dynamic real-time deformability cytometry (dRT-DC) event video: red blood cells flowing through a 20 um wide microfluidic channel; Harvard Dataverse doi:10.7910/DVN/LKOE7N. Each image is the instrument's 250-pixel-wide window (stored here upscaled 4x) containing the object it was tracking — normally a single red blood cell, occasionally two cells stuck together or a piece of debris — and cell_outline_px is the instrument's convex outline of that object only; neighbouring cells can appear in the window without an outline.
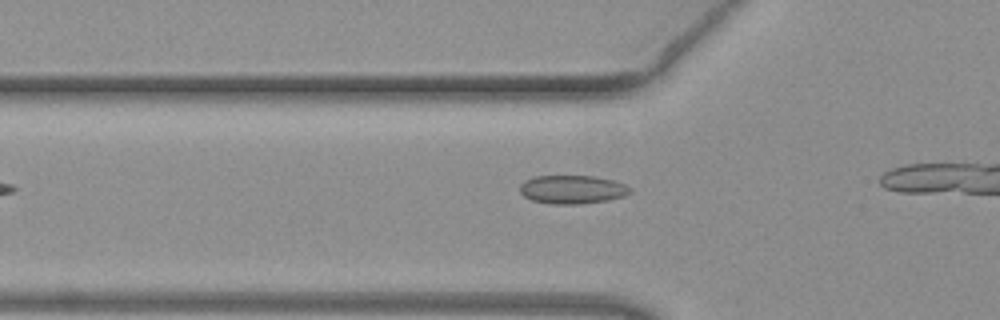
{"species": "common noctule bat (a hibernating species)", "species_latin": "Nyctalus noctula", "temperature_condition": "warm", "stored_images_in_passage": 8, "camera_frame_rate_fps": 3000, "um_per_image_px": 0.085, "animal": {"sex": "female", "body_mass_g": 19.3, "forearm_length_mm": 54.1}, "frame": {"image": 1, "passage_image": 3, "time_ms": 0.667, "image_size_px": [1000, 320], "cell_outline_px": [[632, 192], [624, 196], [608, 200], [580, 204], [552, 204], [532, 200], [524, 196], [520, 192], [520, 184], [524, 180], [532, 176], [596, 176], [616, 180], [632, 188]], "centroid_in_image_um": [48.66, 16.1], "position_along_channel_um": 77.1, "area_um2": 18.55}}
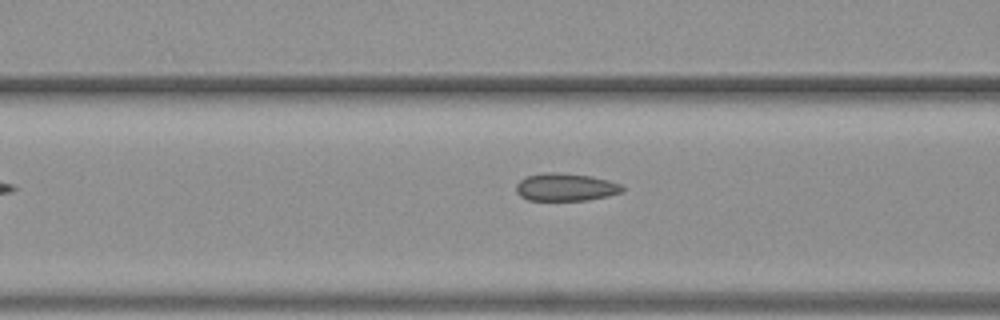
{"frame": {"image": 2, "passage_image": 6, "time_ms": 1.667, "image_size_px": [1000, 320], "cell_outline_px": [[624, 192], [608, 196], [588, 200], [528, 200], [520, 196], [516, 192], [516, 184], [520, 180], [528, 176], [540, 172], [556, 172], [592, 176], [608, 180], [620, 184], [624, 188]], "centroid_in_image_um": [48.08, 15.9], "position_along_channel_um": 118.5, "area_um2": 17.28}}